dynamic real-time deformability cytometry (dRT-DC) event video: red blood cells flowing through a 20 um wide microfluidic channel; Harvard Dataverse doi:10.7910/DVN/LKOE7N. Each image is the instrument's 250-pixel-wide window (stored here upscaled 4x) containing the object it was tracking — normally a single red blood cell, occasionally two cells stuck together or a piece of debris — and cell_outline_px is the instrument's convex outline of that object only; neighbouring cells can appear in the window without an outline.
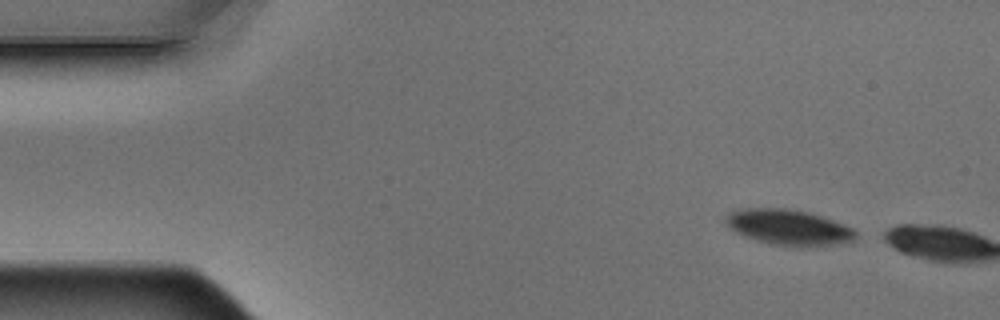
{"species": "Egyptian fruit bat (a non-hibernating species)", "species_latin": "Rousettus aegyptiacus", "temperature_condition": "warm", "stored_images_in_passage": 2, "camera_frame_rate_fps": 3000, "um_per_image_px": 0.085, "animal": {"sex": "male"}, "frame": {"image": 1, "passage_image": 1, "time_ms": 0.0, "image_size_px": [1000, 320], "cell_outline_px": [[856, 236], [852, 240], [840, 244], [808, 248], [796, 248], [772, 244], [756, 240], [744, 236], [736, 232], [724, 220], [732, 212], [744, 208], [784, 208], [808, 212], [832, 220], [852, 228], [856, 232]], "centroid_in_image_um": [67.07, 19.35], "position_along_channel_um": 17.9, "area_um2": 26.93}}